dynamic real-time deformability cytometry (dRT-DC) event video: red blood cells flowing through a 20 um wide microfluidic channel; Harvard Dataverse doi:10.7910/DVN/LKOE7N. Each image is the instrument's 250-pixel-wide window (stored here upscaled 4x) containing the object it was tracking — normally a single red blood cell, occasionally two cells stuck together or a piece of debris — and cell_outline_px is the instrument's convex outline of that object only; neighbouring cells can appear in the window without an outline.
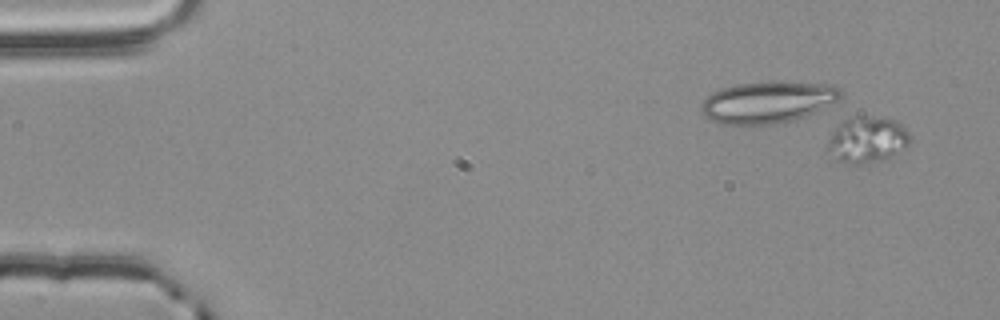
{"species": "common noctule bat (a hibernating species)", "species_latin": "Nyctalus noctula", "temperature_condition": "room temperature", "stored_images_in_passage": 25, "camera_frame_rate_fps": 3000, "um_per_image_px": 0.085, "animal": {"sex": "male", "body_mass_g": 20.4}, "frame": {"image": 1, "passage_image": 3, "time_ms": 0.667, "image_size_px": [1000, 320], "cell_outline_px": [[908, 144], [904, 148], [892, 156], [884, 160], [860, 164], [848, 164], [836, 160], [828, 148], [828, 140], [832, 132], [844, 120], [852, 116], [864, 116], [900, 120], [908, 132]], "centroid_in_image_um": [73.72, 11.87], "position_along_channel_um": 11.3, "area_um2": 22.08}}
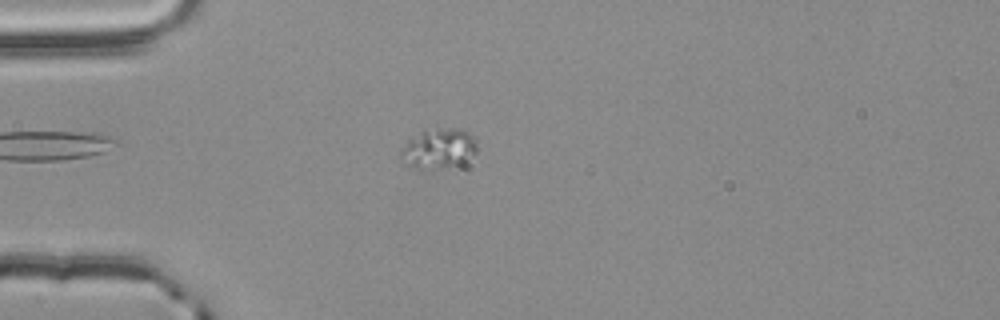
{"frame": {"image": 2, "passage_image": 16, "time_ms": 5.0, "image_size_px": [1000, 320], "cell_outline_px": [[476, 152], [464, 160], [448, 168], [416, 168], [404, 164], [400, 160], [400, 152], [408, 140], [412, 136], [420, 132], [436, 128], [460, 128], [468, 132], [472, 136], [476, 144]], "centroid_in_image_um": [37.24, 12.61], "position_along_channel_um": 47.8, "area_um2": 17.57}}